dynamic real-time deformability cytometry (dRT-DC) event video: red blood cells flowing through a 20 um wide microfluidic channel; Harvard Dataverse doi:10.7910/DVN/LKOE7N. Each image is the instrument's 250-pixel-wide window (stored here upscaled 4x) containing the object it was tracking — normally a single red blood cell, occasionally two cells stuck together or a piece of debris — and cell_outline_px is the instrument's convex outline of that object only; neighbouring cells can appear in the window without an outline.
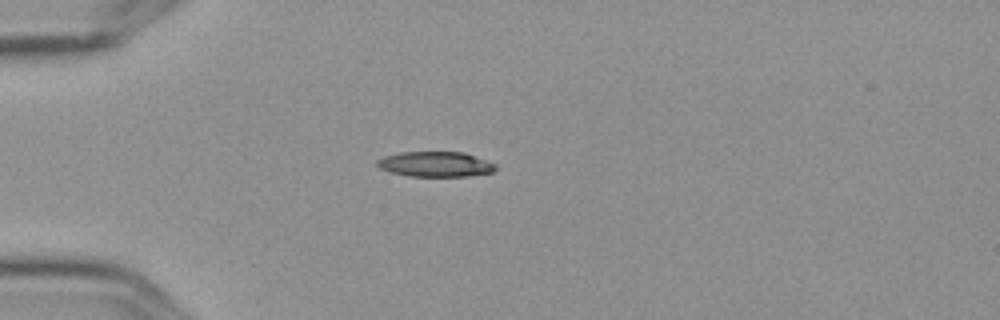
{"species": "Egyptian fruit bat (a non-hibernating species)", "species_latin": "Rousettus aegyptiacus", "temperature_condition": "cold", "stored_images_in_passage": 5, "camera_frame_rate_fps": 3000, "um_per_image_px": 0.085, "frame": {"image": 1, "passage_image": 1, "time_ms": 0.0, "image_size_px": [1000, 320], "cell_outline_px": [[496, 168], [492, 172], [468, 176], [408, 176], [392, 172], [380, 168], [376, 164], [376, 160], [384, 156], [400, 152], [464, 152], [496, 164]], "centroid_in_image_um": [37.0, 13.95], "position_along_channel_um": 48.0, "area_um2": 17.28}}
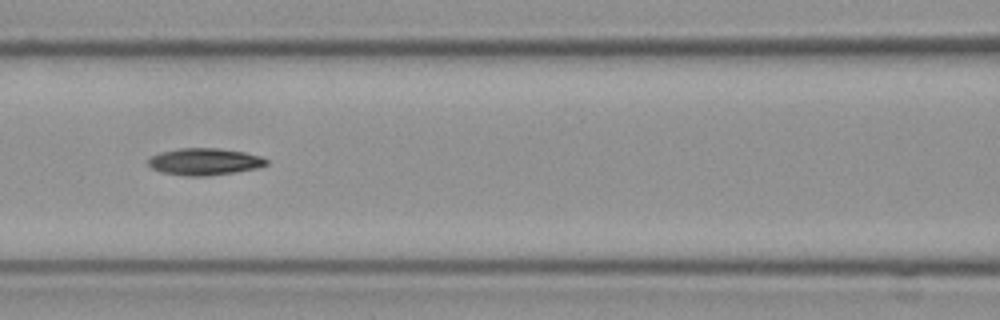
{"frame": {"image": 2, "passage_image": 4, "time_ms": 1.0, "image_size_px": [1000, 320], "cell_outline_px": [[268, 164], [256, 168], [236, 172], [208, 176], [188, 176], [160, 172], [152, 168], [148, 164], [148, 160], [152, 156], [164, 152], [180, 148], [216, 148], [244, 152], [260, 156], [268, 160]], "centroid_in_image_um": [17.4, 13.75], "position_along_channel_um": 149.2, "area_um2": 18.38}}
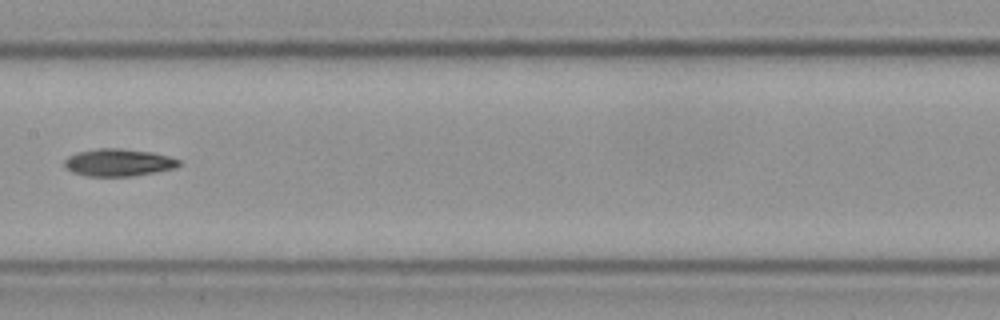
{"frame": {"image": 3, "passage_image": 5, "time_ms": 1.333, "image_size_px": [1000, 320], "cell_outline_px": [[180, 164], [176, 168], [128, 176], [88, 176], [72, 172], [64, 164], [64, 160], [68, 156], [76, 152], [96, 148], [120, 148], [152, 152], [168, 156], [180, 160]], "centroid_in_image_um": [10.04, 13.8], "position_along_channel_um": 197.4, "area_um2": 18.15}}